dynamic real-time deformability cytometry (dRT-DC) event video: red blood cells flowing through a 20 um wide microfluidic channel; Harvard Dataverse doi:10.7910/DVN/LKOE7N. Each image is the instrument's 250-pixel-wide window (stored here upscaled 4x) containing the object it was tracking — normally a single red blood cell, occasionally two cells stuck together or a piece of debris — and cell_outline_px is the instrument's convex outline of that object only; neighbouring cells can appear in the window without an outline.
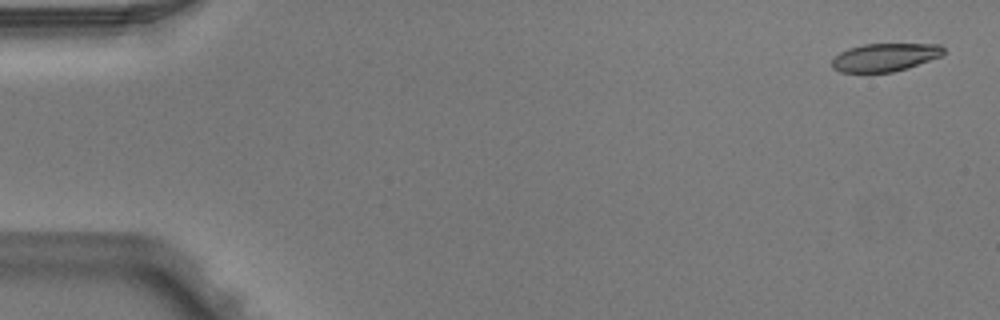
{"species": "Egyptian fruit bat (a non-hibernating species)", "species_latin": "Rousettus aegyptiacus", "temperature_condition": "warm", "stored_images_in_passage": 4, "camera_frame_rate_fps": 3000, "um_per_image_px": 0.085, "animal": {"sex": "male"}, "frame": {"image": 1, "passage_image": 1, "time_ms": 0.0, "image_size_px": [1000, 320], "cell_outline_px": [[944, 56], [908, 68], [892, 72], [840, 72], [832, 68], [832, 60], [840, 52], [848, 48], [864, 44], [940, 44], [944, 48]], "centroid_in_image_um": [75.25, 4.87], "position_along_channel_um": 9.7, "area_um2": 18.38}}
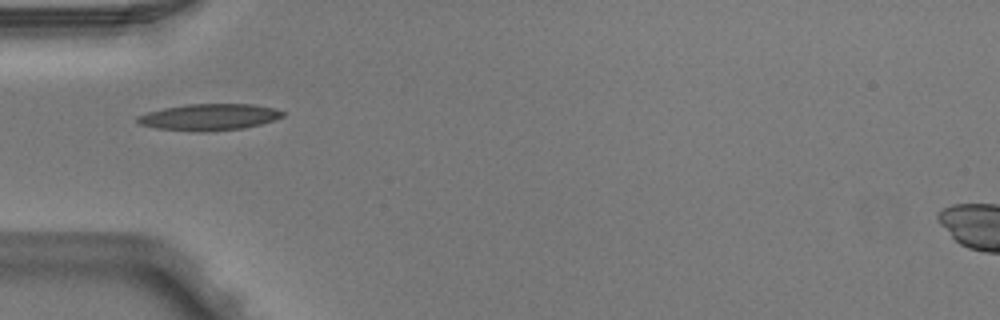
{"frame": {"image": 2, "passage_image": 4, "time_ms": 1.0, "image_size_px": [1000, 320], "cell_outline_px": [[284, 116], [260, 124], [244, 128], [208, 132], [196, 132], [156, 128], [140, 124], [136, 120], [136, 116], [148, 112], [164, 108], [188, 104], [252, 104], [276, 108], [284, 112]], "centroid_in_image_um": [17.78, 9.95], "position_along_channel_um": 67.2, "area_um2": 22.48}}